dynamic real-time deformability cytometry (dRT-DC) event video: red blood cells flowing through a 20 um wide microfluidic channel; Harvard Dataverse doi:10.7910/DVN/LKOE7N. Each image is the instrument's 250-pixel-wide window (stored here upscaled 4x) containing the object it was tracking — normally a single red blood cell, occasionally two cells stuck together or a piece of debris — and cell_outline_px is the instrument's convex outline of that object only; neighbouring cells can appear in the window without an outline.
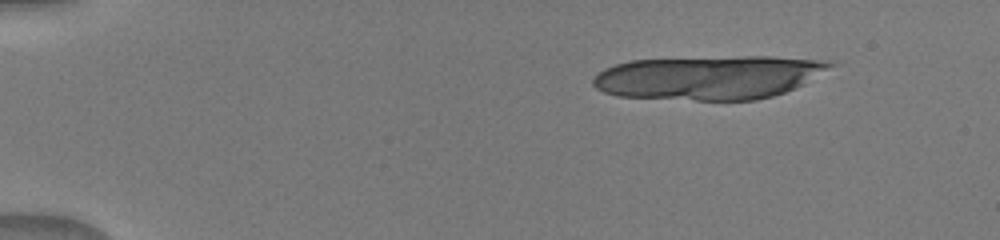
{"species": "human", "species_latin": "Homo sapiens", "temperature_condition": "warm", "stored_images_in_passage": 16, "camera_frame_rate_fps": 3000, "um_per_image_px": 0.085, "donor": {"sex": "male"}, "frame": {"image": 1, "passage_image": 1, "time_ms": 0.0, "image_size_px": [1000, 240], "cell_outline_px": [[836, 64], [804, 84], [796, 88], [772, 96], [756, 100], [696, 100], [616, 96], [604, 92], [596, 88], [592, 84], [592, 80], [604, 68], [628, 60], [744, 56], [772, 56], [828, 60]], "centroid_in_image_um": [60.27, 6.58], "position_along_channel_um": 24.7, "area_um2": 60.69}}